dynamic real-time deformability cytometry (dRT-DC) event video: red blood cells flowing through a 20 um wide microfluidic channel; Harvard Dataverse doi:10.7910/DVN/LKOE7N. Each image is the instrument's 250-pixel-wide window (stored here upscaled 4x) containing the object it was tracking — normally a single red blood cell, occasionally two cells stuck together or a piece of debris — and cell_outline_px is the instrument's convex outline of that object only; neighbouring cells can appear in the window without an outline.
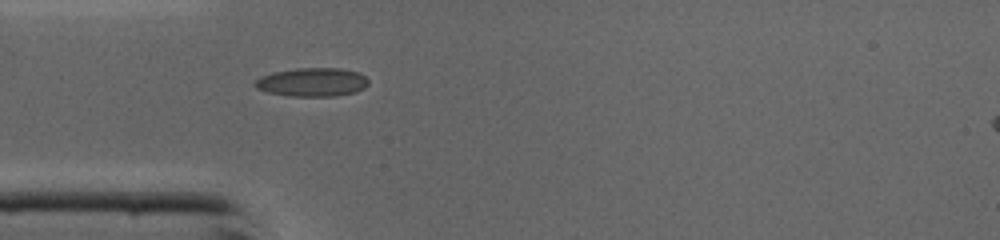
{"species": "common noctule bat (a hibernating species)", "species_latin": "Nyctalus noctula", "temperature_condition": "cold", "stored_images_in_passage": 24, "camera_frame_rate_fps": 3000, "um_per_image_px": 0.085, "animal": {"sex": "male", "body_mass_g": 19.0, "forearm_length_mm": 50.8}, "frame": {"image": 1, "passage_image": 1, "time_ms": 0.0, "image_size_px": [1000, 240], "cell_outline_px": [[368, 84], [364, 88], [352, 92], [332, 96], [288, 96], [268, 92], [256, 88], [252, 84], [260, 76], [272, 72], [296, 68], [340, 68], [356, 72], [364, 76], [368, 80]], "centroid_in_image_um": [26.48, 6.97], "position_along_channel_um": 58.5, "area_um2": 18.84}}
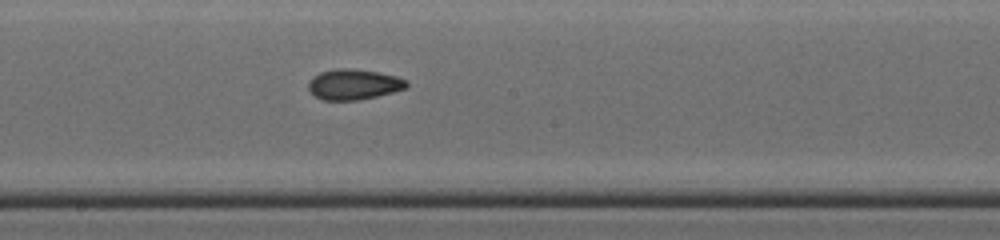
{"frame": {"image": 2, "passage_image": 12, "time_ms": 3.667, "image_size_px": [1000, 240], "cell_outline_px": [[408, 84], [404, 88], [392, 92], [376, 96], [356, 100], [324, 100], [316, 96], [308, 88], [308, 84], [312, 76], [320, 72], [336, 68], [352, 68], [376, 72], [396, 76], [408, 80]], "centroid_in_image_um": [30.04, 7.16], "position_along_channel_um": 218.2, "area_um2": 17.28}}
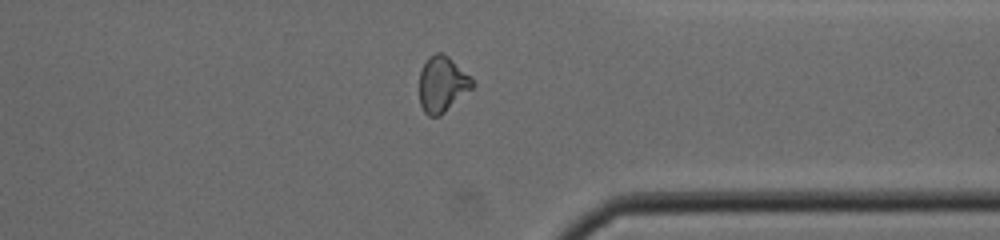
{"frame": {"image": 3, "passage_image": 23, "time_ms": 7.333, "image_size_px": [1000, 240], "cell_outline_px": [[476, 84], [472, 88], [440, 116], [428, 116], [424, 112], [420, 104], [420, 72], [428, 56], [436, 52], [440, 52], [448, 56], [472, 76]], "centroid_in_image_um": [37.61, 7.14], "position_along_channel_um": 373.8, "area_um2": 17.34}, "authors_computed_cell_mechanics": {"area_um2": 16.8487, "velocity_mm_per_s": 4.4069, "shape_relaxation_time_tau1_ms": 5.5426, "shape_relaxation_time_tau2_ms": 3.052, "deformation_change_tau1": 0.187, "deformation_change_tau2": 0.0939}}